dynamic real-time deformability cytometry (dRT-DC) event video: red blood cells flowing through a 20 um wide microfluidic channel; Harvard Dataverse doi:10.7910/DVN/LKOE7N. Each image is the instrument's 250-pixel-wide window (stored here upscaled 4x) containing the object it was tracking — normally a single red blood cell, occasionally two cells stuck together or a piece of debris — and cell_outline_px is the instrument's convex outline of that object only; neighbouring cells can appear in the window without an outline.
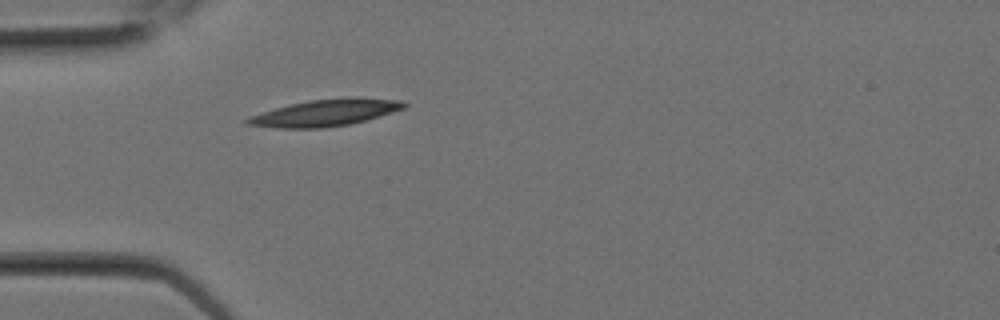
{"species": "Egyptian fruit bat (a non-hibernating species)", "species_latin": "Rousettus aegyptiacus", "temperature_condition": "room temperature", "stored_images_in_passage": 1, "camera_frame_rate_fps": 3000, "um_per_image_px": 0.085, "animal": {"sex": "female"}, "frame": {"image": 1, "passage_image": 1, "time_ms": 0.0, "image_size_px": [1000, 320], "cell_outline_px": [[408, 104], [404, 108], [392, 112], [364, 120], [348, 124], [324, 128], [276, 128], [248, 124], [244, 120], [248, 116], [288, 104], [308, 100], [348, 96], [360, 96], [400, 100]], "centroid_in_image_um": [27.66, 9.56], "position_along_channel_um": 57.3, "area_um2": 24.62}}